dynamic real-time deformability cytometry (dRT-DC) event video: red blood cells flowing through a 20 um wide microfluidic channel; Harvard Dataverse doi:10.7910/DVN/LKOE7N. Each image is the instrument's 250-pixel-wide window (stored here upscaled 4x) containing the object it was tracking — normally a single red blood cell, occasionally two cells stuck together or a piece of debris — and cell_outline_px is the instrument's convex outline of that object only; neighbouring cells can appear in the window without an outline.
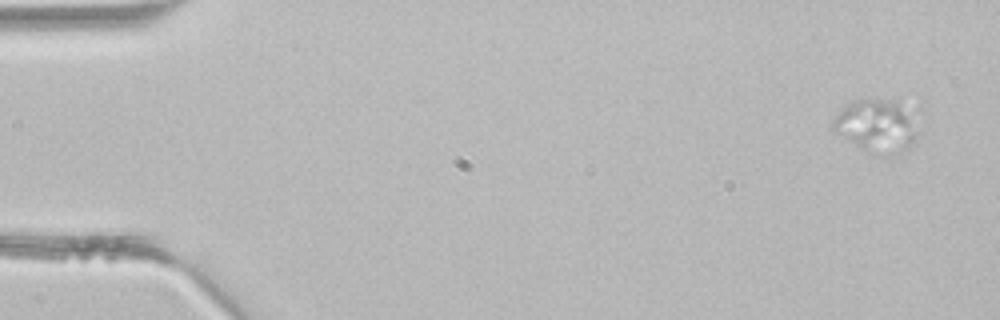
{"species": "common noctule bat (a hibernating species)", "species_latin": "Nyctalus noctula", "temperature_condition": "room temperature", "stored_images_in_passage": 43, "camera_frame_rate_fps": 3000, "um_per_image_px": 0.085, "animal": {"sex": "male", "body_mass_g": 21.5, "forearm_length_mm": 52.0}, "frame": {"image": 1, "passage_image": 1, "time_ms": 0.0, "image_size_px": [1000, 320], "cell_outline_px": [[924, 108], [916, 140], [900, 156], [884, 156], [864, 148], [832, 132], [832, 120], [852, 100], [860, 96], [876, 96], [896, 100]], "centroid_in_image_um": [74.74, 10.58], "position_along_channel_um": 10.3, "area_um2": 28.78}}
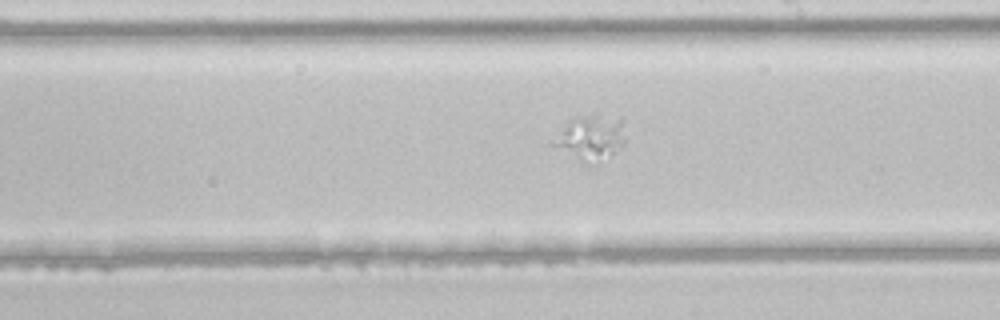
{"frame": {"image": 2, "passage_image": 24, "time_ms": 7.667, "image_size_px": [1000, 320], "cell_outline_px": [[624, 144], [612, 152], [588, 164], [584, 164], [548, 144], [568, 120], [576, 116], [584, 116], [624, 120]], "centroid_in_image_um": [50.1, 11.72], "position_along_channel_um": 238.9, "area_um2": 18.32}}
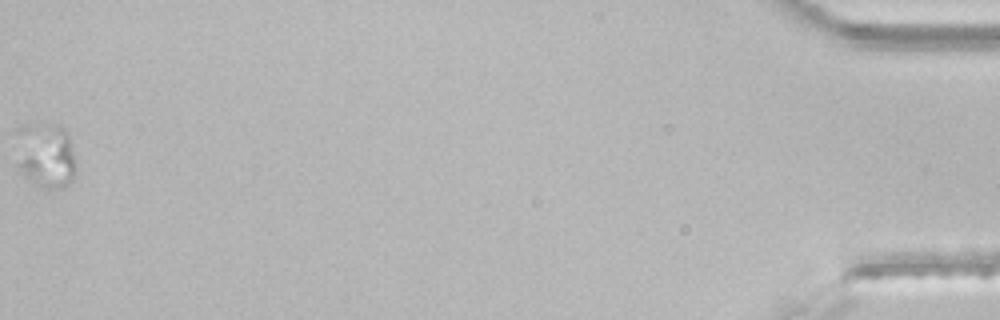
{"frame": {"image": 3, "passage_image": 43, "time_ms": 14.0, "image_size_px": [1000, 320], "cell_outline_px": [[76, 168], [72, 180], [64, 188], [48, 192], [28, 180], [12, 164], [48, 124], [64, 128], [68, 132], [76, 164]], "centroid_in_image_um": [4.13, 13.57], "position_along_channel_um": 431.1, "area_um2": 20.06}}